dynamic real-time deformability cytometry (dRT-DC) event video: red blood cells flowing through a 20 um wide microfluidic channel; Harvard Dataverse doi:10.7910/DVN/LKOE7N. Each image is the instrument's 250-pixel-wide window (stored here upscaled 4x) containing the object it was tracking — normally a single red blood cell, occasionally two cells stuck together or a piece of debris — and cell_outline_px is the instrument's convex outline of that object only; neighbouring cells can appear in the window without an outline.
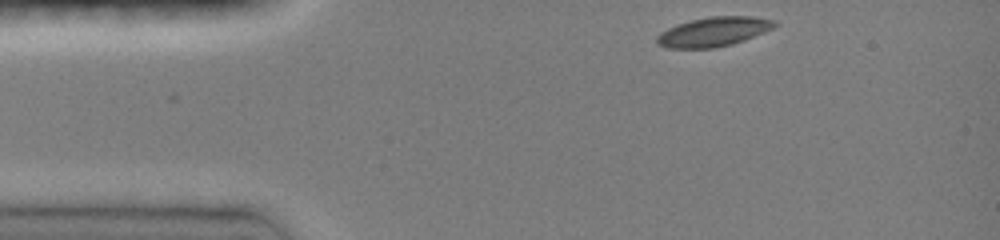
{"species": "common noctule bat (a hibernating species)", "species_latin": "Nyctalus noctula", "temperature_condition": "room temperature", "stored_images_in_passage": 36, "camera_frame_rate_fps": 3000, "um_per_image_px": 0.085, "animal": {"sex": "female", "body_mass_g": 19.0, "forearm_length_mm": 51.5}, "frame": {"image": 1, "passage_image": 1, "time_ms": 0.0, "image_size_px": [1000, 240], "cell_outline_px": [[780, 24], [764, 32], [744, 40], [732, 44], [716, 48], [664, 48], [656, 44], [656, 36], [660, 32], [676, 24], [708, 16], [752, 16], [776, 20]], "centroid_in_image_um": [60.64, 2.7], "position_along_channel_um": 24.4, "area_um2": 20.4}}
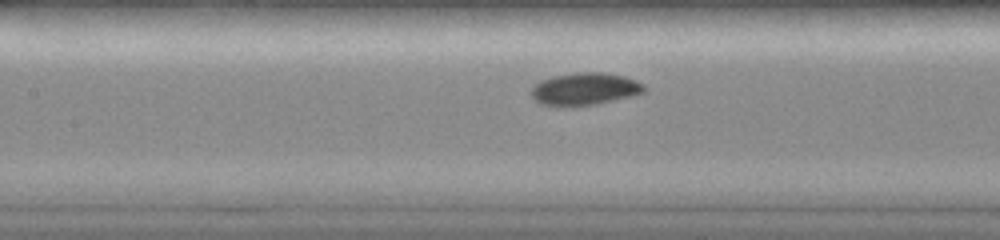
{"frame": {"image": 2, "passage_image": 15, "time_ms": 4.667, "image_size_px": [1000, 240], "cell_outline_px": [[644, 92], [632, 96], [596, 104], [572, 108], [564, 108], [540, 104], [532, 96], [532, 88], [540, 80], [556, 76], [576, 72], [604, 72], [624, 76], [636, 80], [644, 84]], "centroid_in_image_um": [49.7, 7.59], "position_along_channel_um": 157.7, "area_um2": 21.62}}
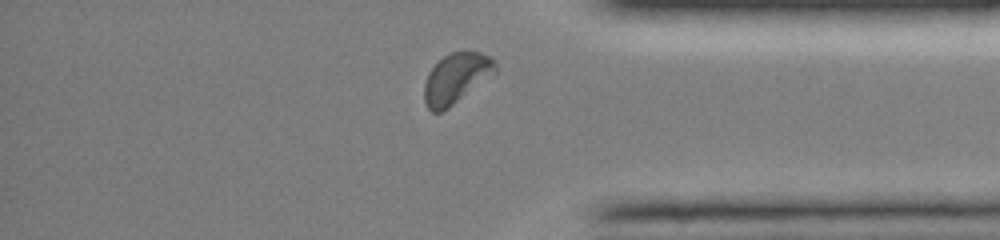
{"frame": {"image": 3, "passage_image": 33, "time_ms": 10.667, "image_size_px": [1000, 240], "cell_outline_px": [[496, 72], [448, 108], [440, 112], [432, 112], [428, 108], [424, 100], [424, 84], [428, 72], [444, 56], [452, 52], [480, 52], [496, 60]], "centroid_in_image_um": [38.76, 6.65], "position_along_channel_um": 396.4, "area_um2": 20.46}, "authors_computed_cell_mechanics": {"area_um2": 20.4323, "velocity_mm_per_s": 4.0436, "shape_relaxation_time_tau1_ms": 2.4741, "shape_relaxation_time_tau2_ms": null, "deformation_change_tau1": 0.0924, "deformation_change_tau2": null}}